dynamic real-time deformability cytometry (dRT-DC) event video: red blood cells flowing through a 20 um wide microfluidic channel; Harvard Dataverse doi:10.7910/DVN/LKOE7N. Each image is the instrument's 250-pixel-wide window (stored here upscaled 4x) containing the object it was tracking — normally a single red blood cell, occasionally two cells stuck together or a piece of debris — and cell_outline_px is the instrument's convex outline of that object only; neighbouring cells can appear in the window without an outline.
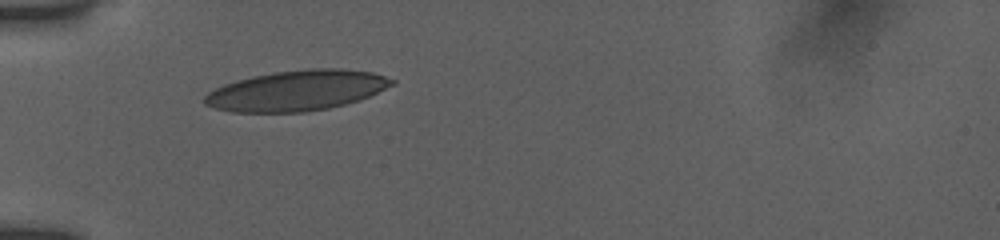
{"species": "human", "species_latin": "Homo sapiens", "temperature_condition": "room temperature", "stored_images_in_passage": 30, "camera_frame_rate_fps": 3000, "um_per_image_px": 0.085, "donor": {"sex": "female"}, "frame": {"image": 1, "passage_image": 1, "time_ms": 0.0, "image_size_px": [1000, 240], "cell_outline_px": [[396, 80], [392, 84], [368, 96], [344, 104], [328, 108], [304, 112], [232, 112], [212, 108], [204, 104], [204, 96], [208, 92], [224, 84], [236, 80], [252, 76], [276, 72], [308, 68], [340, 68], [372, 72]], "centroid_in_image_um": [25.16, 7.69], "position_along_channel_um": 59.8, "area_um2": 43.81}}
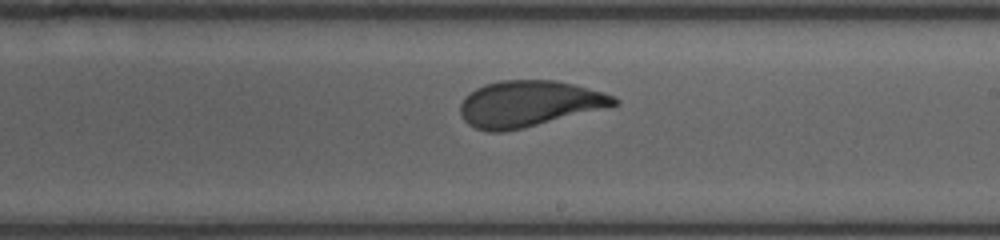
{"frame": {"image": 2, "passage_image": 16, "time_ms": 5.0, "image_size_px": [1000, 240], "cell_outline_px": [[620, 100], [616, 104], [504, 132], [488, 132], [476, 128], [468, 124], [464, 120], [460, 112], [460, 104], [464, 96], [476, 88], [484, 84], [500, 80], [556, 80], [604, 92], [616, 96]], "centroid_in_image_um": [44.88, 8.79], "position_along_channel_um": 244.1, "area_um2": 40.63}}
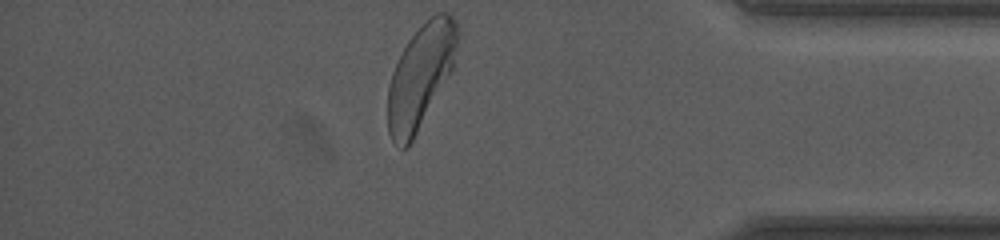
{"frame": {"image": 3, "passage_image": 30, "time_ms": 9.667, "image_size_px": [1000, 240], "cell_outline_px": [[456, 44], [452, 72], [408, 148], [400, 148], [392, 140], [388, 132], [388, 84], [392, 72], [408, 40], [436, 12], [448, 12], [456, 20]], "centroid_in_image_um": [35.73, 6.53], "position_along_channel_um": 399.5, "area_um2": 41.5}, "authors_computed_cell_mechanics": {"area_um2": 41.6738, "velocity_mm_per_s": 3.8683, "shape_relaxation_time_tau1_ms": 3.4198, "shape_relaxation_time_tau2_ms": null, "deformation_change_tau1": 0.152, "deformation_change_tau2": null}}